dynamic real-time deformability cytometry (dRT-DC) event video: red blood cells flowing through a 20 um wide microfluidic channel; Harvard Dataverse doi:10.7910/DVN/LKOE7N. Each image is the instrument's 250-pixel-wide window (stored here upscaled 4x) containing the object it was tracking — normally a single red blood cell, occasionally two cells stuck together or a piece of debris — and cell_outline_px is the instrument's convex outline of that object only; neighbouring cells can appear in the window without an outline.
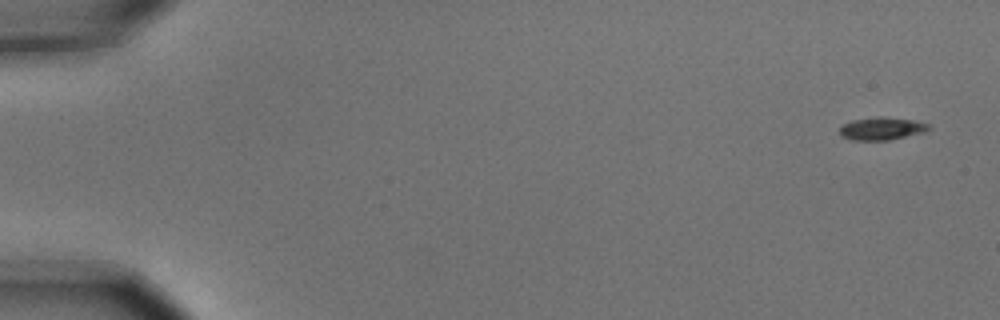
{"species": "common noctule bat (a hibernating species)", "species_latin": "Nyctalus noctula", "temperature_condition": "cold", "stored_images_in_passage": 9, "camera_frame_rate_fps": 3000, "um_per_image_px": 0.085, "animal": {"sex": "male", "body_mass_g": 15.6}, "frame": {"image": 1, "passage_image": 1, "time_ms": 0.0, "image_size_px": [1000, 320], "cell_outline_px": [[932, 128], [924, 132], [888, 140], [852, 140], [840, 136], [840, 128], [844, 124], [852, 120], [880, 116], [912, 120], [928, 124]], "centroid_in_image_um": [74.93, 10.93], "position_along_channel_um": 10.1, "area_um2": 11.68}}
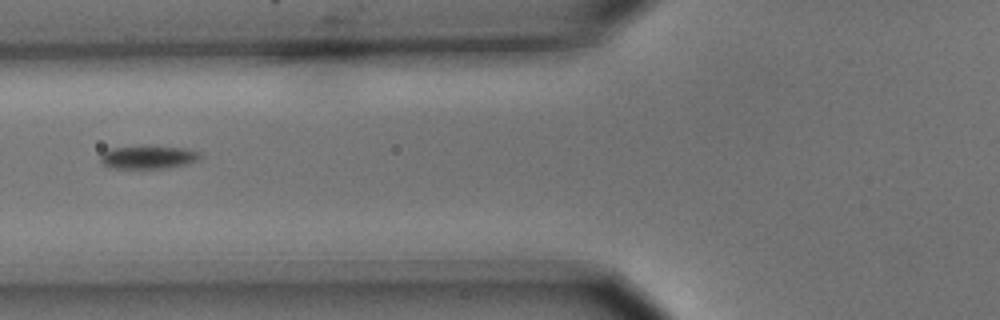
{"frame": {"image": 2, "passage_image": 6, "time_ms": 1.667, "image_size_px": [1000, 320], "cell_outline_px": [[204, 156], [200, 160], [188, 164], [164, 168], [112, 168], [100, 164], [100, 156], [108, 148], [184, 148], [200, 152]], "centroid_in_image_um": [12.63, 13.4], "position_along_channel_um": 113.2, "area_um2": 13.06}}
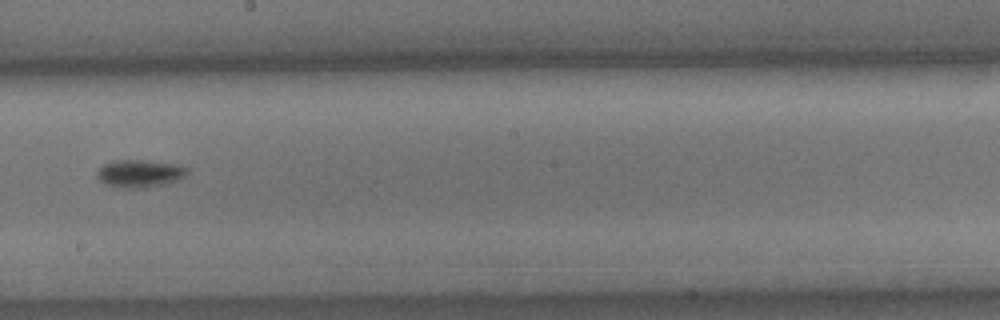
{"frame": {"image": 3, "passage_image": 9, "time_ms": 2.667, "image_size_px": [1000, 320], "cell_outline_px": [[188, 172], [180, 180], [168, 184], [144, 188], [120, 188], [104, 184], [96, 176], [96, 172], [104, 164], [116, 160], [144, 160], [180, 164], [188, 168]], "centroid_in_image_um": [11.91, 14.76], "position_along_channel_um": 236.3, "area_um2": 14.85}}